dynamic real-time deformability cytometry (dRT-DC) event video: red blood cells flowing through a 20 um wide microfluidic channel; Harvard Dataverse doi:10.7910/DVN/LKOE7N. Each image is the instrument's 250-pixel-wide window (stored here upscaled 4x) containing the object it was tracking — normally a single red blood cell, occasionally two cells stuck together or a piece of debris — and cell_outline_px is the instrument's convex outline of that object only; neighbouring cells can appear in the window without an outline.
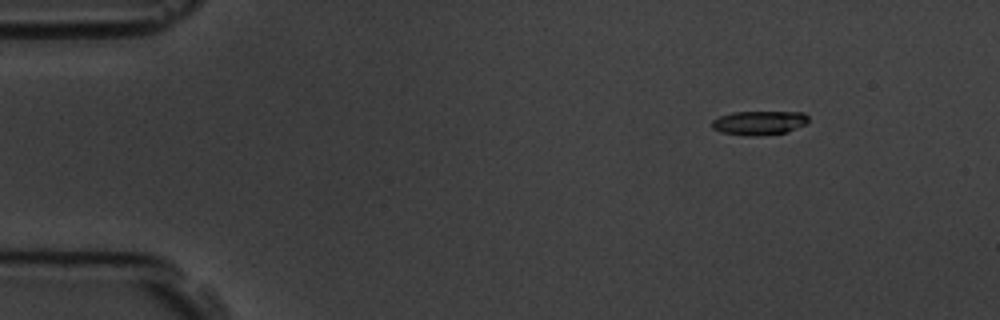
{"species": "common noctule bat (a hibernating species)", "species_latin": "Nyctalus noctula", "temperature_condition": "room temperature", "stored_images_in_passage": 5, "camera_frame_rate_fps": 3000, "um_per_image_px": 0.085, "animal": {"sex": "male", "body_mass_g": 19.5, "forearm_length_mm": 54.6}, "frame": {"image": 1, "passage_image": 3, "time_ms": 2.333, "image_size_px": [1000, 320], "cell_outline_px": [[808, 124], [788, 132], [760, 136], [748, 136], [720, 132], [712, 128], [712, 120], [720, 116], [732, 112], [804, 112], [808, 116]], "centroid_in_image_um": [64.56, 10.45], "position_along_channel_um": 20.4, "area_um2": 13.76}}
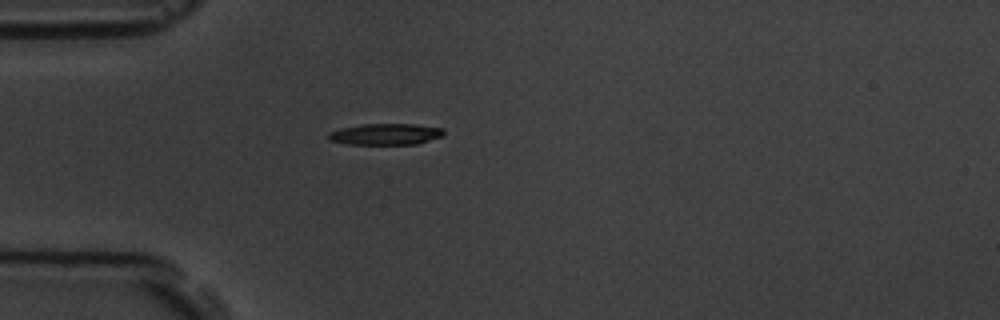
{"frame": {"image": 2, "passage_image": 5, "time_ms": 5.333, "image_size_px": [1000, 320], "cell_outline_px": [[444, 136], [416, 144], [348, 144], [328, 140], [328, 132], [340, 128], [364, 124], [416, 124], [444, 128]], "centroid_in_image_um": [32.79, 11.4], "position_along_channel_um": 52.2, "area_um2": 14.39}}